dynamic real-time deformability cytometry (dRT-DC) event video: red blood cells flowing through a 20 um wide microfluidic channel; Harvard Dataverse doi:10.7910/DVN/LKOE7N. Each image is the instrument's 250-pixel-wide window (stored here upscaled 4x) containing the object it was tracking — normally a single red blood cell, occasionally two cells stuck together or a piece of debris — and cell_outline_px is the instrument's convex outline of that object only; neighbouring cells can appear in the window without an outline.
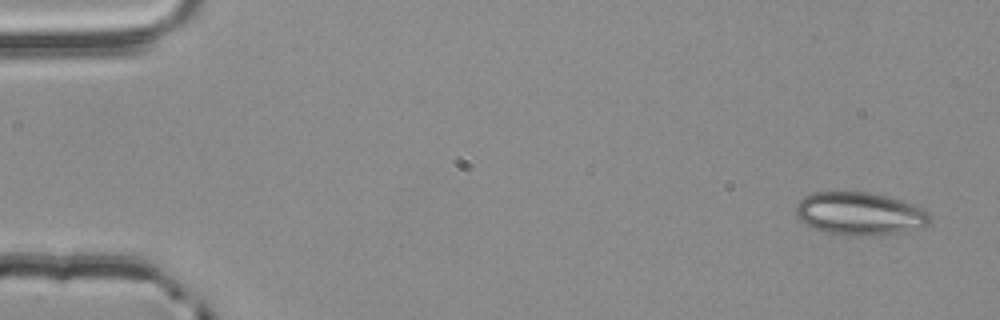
{"species": "common noctule bat (a hibernating species)", "species_latin": "Nyctalus noctula", "temperature_condition": "room temperature", "stored_images_in_passage": 4, "camera_frame_rate_fps": 3000, "um_per_image_px": 0.085, "animal": {"sex": "male", "body_mass_g": 20.4}, "frame": {"image": 1, "passage_image": 1, "time_ms": 0.0, "image_size_px": [1000, 320], "cell_outline_px": [[932, 216], [928, 224], [900, 232], [824, 232], [812, 228], [800, 220], [796, 216], [796, 204], [804, 196], [812, 192], [872, 192], [900, 200], [912, 204], [928, 212]], "centroid_in_image_um": [73.02, 18.09], "position_along_channel_um": 12.0, "area_um2": 32.14}}